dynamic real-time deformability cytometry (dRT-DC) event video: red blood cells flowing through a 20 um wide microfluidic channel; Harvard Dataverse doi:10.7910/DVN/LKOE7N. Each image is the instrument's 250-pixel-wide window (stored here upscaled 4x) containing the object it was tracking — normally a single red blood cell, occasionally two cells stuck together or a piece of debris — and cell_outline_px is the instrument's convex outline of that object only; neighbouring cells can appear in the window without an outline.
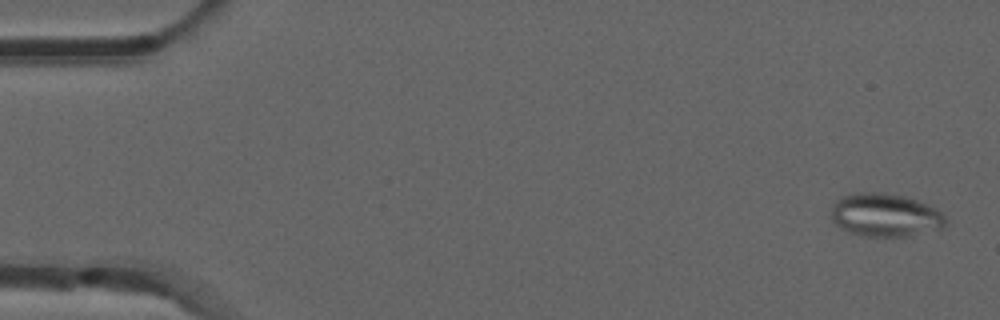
{"species": "common noctule bat (a hibernating species)", "species_latin": "Nyctalus noctula", "temperature_condition": "room temperature", "stored_images_in_passage": 52, "camera_frame_rate_fps": 3000, "um_per_image_px": 0.085, "animal": {"sex": "male", "forearm_length_mm": 52.5}, "frame": {"image": 1, "passage_image": 2, "time_ms": 0.333, "image_size_px": [1000, 320], "cell_outline_px": [[948, 224], [944, 228], [912, 236], [864, 236], [852, 232], [836, 224], [832, 220], [832, 204], [840, 196], [856, 192], [880, 192], [904, 196], [916, 200], [936, 208], [948, 220]], "centroid_in_image_um": [75.28, 18.28], "position_along_channel_um": 9.7, "area_um2": 28.96}}
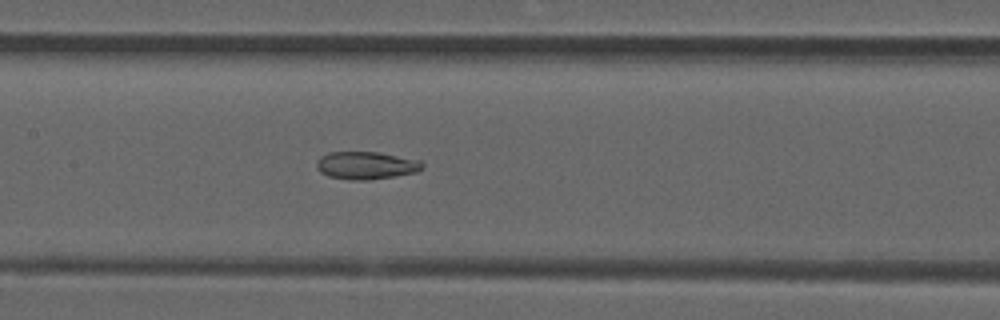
{"frame": {"image": 2, "passage_image": 25, "time_ms": 8.0, "image_size_px": [1000, 320], "cell_outline_px": [[424, 168], [416, 172], [396, 176], [368, 180], [352, 180], [328, 176], [320, 172], [316, 168], [316, 160], [320, 156], [328, 152], [380, 152], [420, 160], [424, 164]], "centroid_in_image_um": [31.12, 14.05], "position_along_channel_um": 176.3, "area_um2": 17.28}}
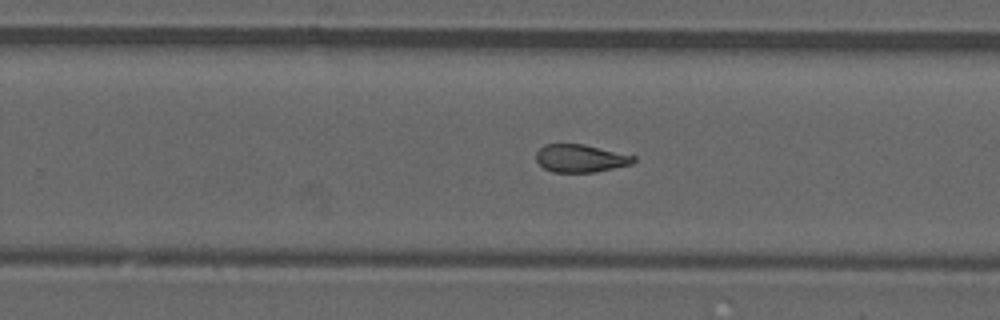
{"frame": {"image": 3, "passage_image": 33, "time_ms": 10.667, "image_size_px": [1000, 320], "cell_outline_px": [[636, 160], [632, 164], [596, 172], [552, 172], [544, 168], [536, 160], [536, 152], [544, 144], [584, 144], [636, 156]], "centroid_in_image_um": [49.35, 13.46], "position_along_channel_um": 280.5, "area_um2": 15.84}, "authors_computed_cell_mechanics": {"area_um2": 17.3111, "velocity_mm_per_s": 3.9256, "shape_relaxation_time_tau1_ms": null, "shape_relaxation_time_tau2_ms": 3.1975, "deformation_change_tau1": null, "deformation_change_tau2": 0.108}}